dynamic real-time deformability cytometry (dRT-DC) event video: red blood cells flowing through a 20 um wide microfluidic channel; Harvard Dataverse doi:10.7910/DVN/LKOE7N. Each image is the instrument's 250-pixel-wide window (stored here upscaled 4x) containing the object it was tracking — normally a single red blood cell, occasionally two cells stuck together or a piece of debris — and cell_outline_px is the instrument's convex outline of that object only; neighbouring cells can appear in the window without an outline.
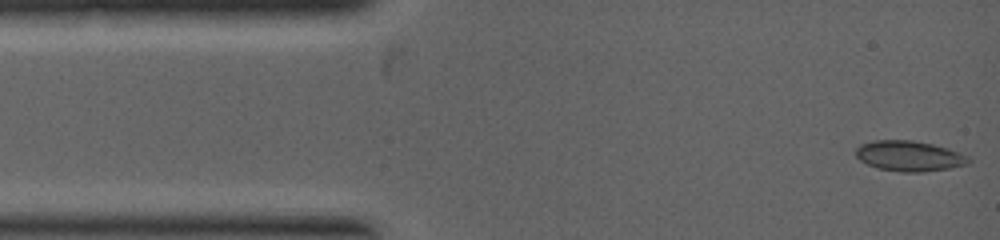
{"species": "common noctule bat (a hibernating species)", "species_latin": "Nyctalus noctula", "temperature_condition": "warm", "stored_images_in_passage": 4, "camera_frame_rate_fps": 5000, "um_per_image_px": 0.085, "animal": {"sex": "female", "body_mass_g": 19.0, "forearm_length_mm": 53.3}, "frame": {"image": 1, "passage_image": 1, "time_ms": 0.0, "image_size_px": [1000, 240], "cell_outline_px": [[968, 160], [964, 164], [948, 168], [924, 172], [900, 172], [876, 168], [860, 160], [856, 156], [856, 148], [860, 144], [872, 140], [912, 140], [932, 144], [948, 148], [964, 156]], "centroid_in_image_um": [77.18, 13.25], "position_along_channel_um": 7.8, "area_um2": 19.65}}
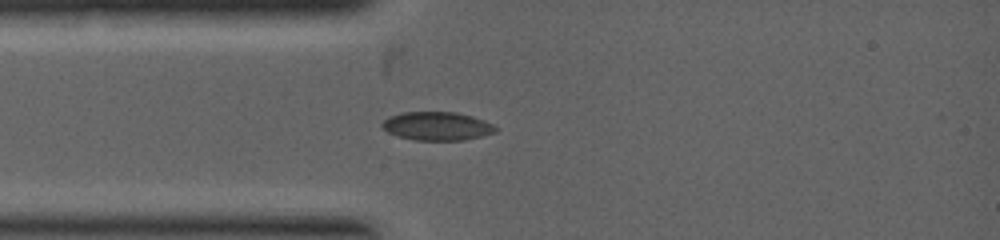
{"frame": {"image": 2, "passage_image": 4, "time_ms": 1.6, "image_size_px": [1000, 240], "cell_outline_px": [[500, 128], [496, 132], [464, 140], [416, 140], [400, 136], [388, 132], [380, 124], [384, 120], [400, 112], [456, 112], [472, 116], [484, 120]], "centroid_in_image_um": [37.19, 10.71], "position_along_channel_um": 47.8, "area_um2": 18.73}}